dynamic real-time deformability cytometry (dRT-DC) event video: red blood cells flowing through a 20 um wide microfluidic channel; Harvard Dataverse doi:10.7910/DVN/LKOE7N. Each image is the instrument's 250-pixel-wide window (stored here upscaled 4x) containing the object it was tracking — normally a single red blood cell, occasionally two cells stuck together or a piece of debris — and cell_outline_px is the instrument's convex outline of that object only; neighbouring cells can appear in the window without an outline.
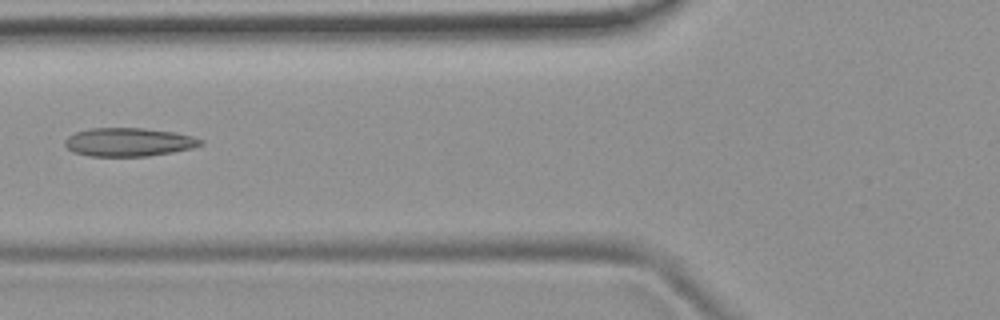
{"species": "common noctule bat (a hibernating species)", "species_latin": "Nyctalus noctula", "temperature_condition": "room temperature", "stored_images_in_passage": 6, "camera_frame_rate_fps": 3000, "um_per_image_px": 0.085, "animal": {"sex": "female", "body_mass_g": 19.9}, "frame": {"image": 1, "passage_image": 5, "time_ms": 1.333, "image_size_px": [1000, 320], "cell_outline_px": [[204, 144], [192, 148], [172, 152], [148, 156], [88, 156], [72, 152], [64, 144], [64, 140], [68, 136], [76, 132], [92, 128], [144, 128], [172, 132], [192, 136], [204, 140]], "centroid_in_image_um": [10.93, 12.08], "position_along_channel_um": 114.9, "area_um2": 22.54}}
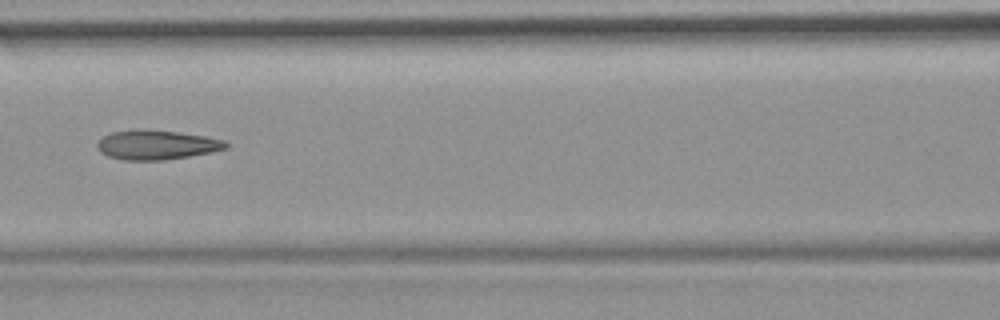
{"frame": {"image": 2, "passage_image": 6, "time_ms": 1.667, "image_size_px": [1000, 320], "cell_outline_px": [[228, 148], [212, 152], [164, 160], [124, 160], [108, 156], [100, 152], [96, 144], [104, 136], [112, 132], [136, 128], [140, 128], [176, 132], [204, 136], [224, 140], [228, 144]], "centroid_in_image_um": [13.3, 12.3], "position_along_channel_um": 153.3, "area_um2": 22.08}}